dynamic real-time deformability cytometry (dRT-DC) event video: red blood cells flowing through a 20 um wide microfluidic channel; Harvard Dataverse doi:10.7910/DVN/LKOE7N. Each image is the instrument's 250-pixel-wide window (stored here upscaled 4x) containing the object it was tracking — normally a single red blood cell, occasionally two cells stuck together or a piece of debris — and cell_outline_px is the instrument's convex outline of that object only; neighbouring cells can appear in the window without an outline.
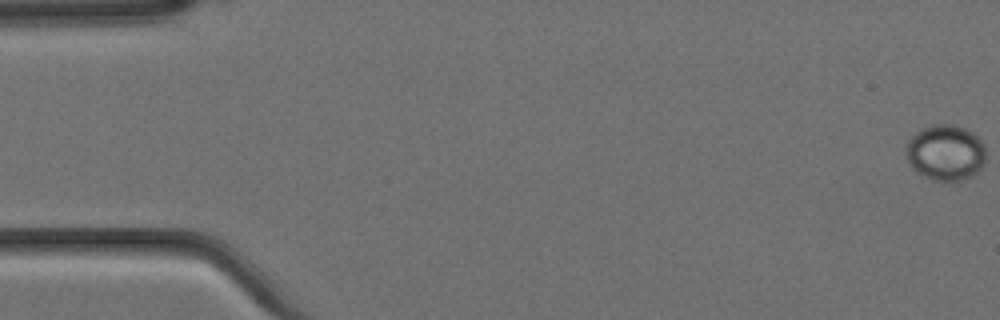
{"species": "Egyptian fruit bat (a non-hibernating species)", "species_latin": "Rousettus aegyptiacus", "temperature_condition": "cold", "stored_images_in_passage": 6, "camera_frame_rate_fps": 3000, "um_per_image_px": 0.085, "animal": {"sex": "female"}, "frame": {"image": 1, "passage_image": 1, "time_ms": 0.0, "image_size_px": [1000, 320], "cell_outline_px": [[984, 164], [972, 176], [964, 180], [932, 180], [916, 172], [908, 164], [908, 140], [920, 128], [932, 124], [952, 124], [964, 128], [972, 132], [984, 144]], "centroid_in_image_um": [80.36, 12.96], "position_along_channel_um": 4.6, "area_um2": 25.84}}
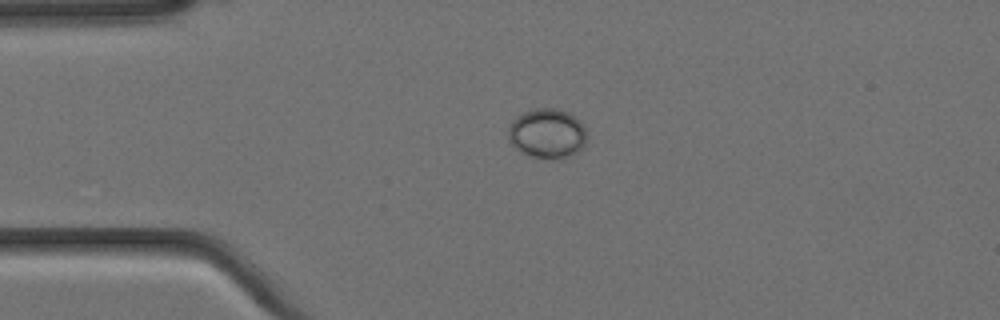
{"frame": {"image": 2, "passage_image": 4, "time_ms": 1.0, "image_size_px": [1000, 320], "cell_outline_px": [[588, 136], [584, 144], [576, 152], [568, 156], [556, 160], [532, 156], [516, 148], [508, 140], [508, 128], [512, 120], [516, 116], [532, 108], [556, 108], [568, 112], [576, 116], [580, 120]], "centroid_in_image_um": [46.51, 11.32], "position_along_channel_um": 38.5, "area_um2": 22.89}}